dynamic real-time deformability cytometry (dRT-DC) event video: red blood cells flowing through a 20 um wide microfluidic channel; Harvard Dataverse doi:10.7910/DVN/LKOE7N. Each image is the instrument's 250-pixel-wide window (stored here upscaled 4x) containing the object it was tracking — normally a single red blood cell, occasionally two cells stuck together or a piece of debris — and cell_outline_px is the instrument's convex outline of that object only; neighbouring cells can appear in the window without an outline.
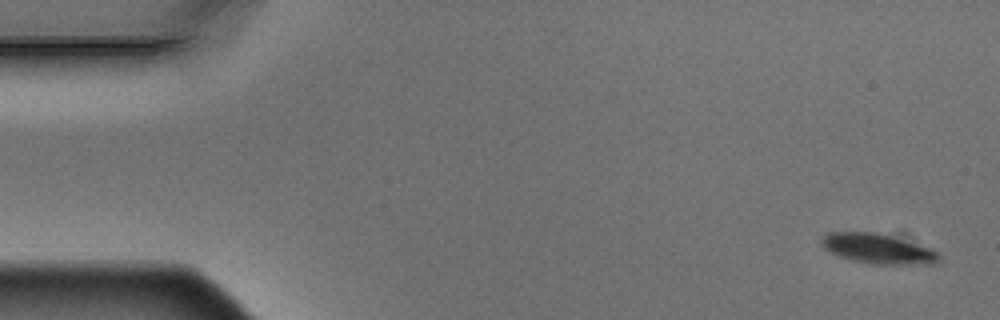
{"species": "Egyptian fruit bat (a non-hibernating species)", "species_latin": "Rousettus aegyptiacus", "temperature_condition": "warm", "stored_images_in_passage": 5, "camera_frame_rate_fps": 3000, "um_per_image_px": 0.085, "animal": {"sex": "male"}, "frame": {"image": 1, "passage_image": 1, "time_ms": 0.0, "image_size_px": [1000, 320], "cell_outline_px": [[936, 260], [932, 264], [868, 264], [852, 260], [840, 256], [824, 248], [820, 240], [828, 232], [876, 232], [928, 248], [936, 252]], "centroid_in_image_um": [74.52, 21.14], "position_along_channel_um": 10.5, "area_um2": 19.77}}
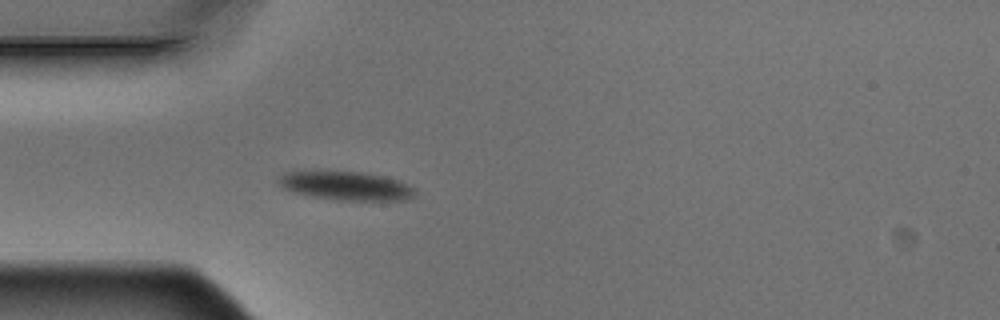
{"frame": {"image": 2, "passage_image": 5, "time_ms": 1.333, "image_size_px": [1000, 320], "cell_outline_px": [[416, 192], [408, 200], [336, 200], [312, 196], [292, 192], [284, 188], [276, 180], [284, 172], [360, 172], [380, 176], [396, 180], [416, 188]], "centroid_in_image_um": [29.41, 15.81], "position_along_channel_um": 55.6, "area_um2": 22.43}}